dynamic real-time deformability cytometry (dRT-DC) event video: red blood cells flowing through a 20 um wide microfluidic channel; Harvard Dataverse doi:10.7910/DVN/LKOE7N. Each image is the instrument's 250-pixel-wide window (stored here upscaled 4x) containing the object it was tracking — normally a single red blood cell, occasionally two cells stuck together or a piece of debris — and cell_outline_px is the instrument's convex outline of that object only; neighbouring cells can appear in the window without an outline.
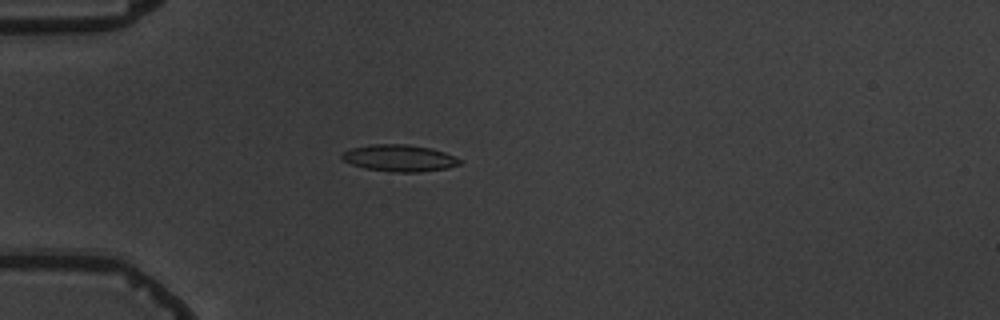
{"species": "common noctule bat (a hibernating species)", "species_latin": "Nyctalus noctula", "temperature_condition": "warm", "stored_images_in_passage": 6, "camera_frame_rate_fps": 3000, "um_per_image_px": 0.085, "animal": {"sex": "male", "body_mass_g": 19.5, "forearm_length_mm": 54.6}, "frame": {"image": 1, "passage_image": 5, "time_ms": 4.667, "image_size_px": [1000, 320], "cell_outline_px": [[460, 164], [448, 168], [420, 172], [392, 172], [364, 168], [352, 164], [344, 160], [340, 156], [344, 152], [352, 148], [372, 144], [408, 144], [432, 148], [444, 152], [460, 160]], "centroid_in_image_um": [33.94, 13.44], "position_along_channel_um": 51.1, "area_um2": 18.26}}